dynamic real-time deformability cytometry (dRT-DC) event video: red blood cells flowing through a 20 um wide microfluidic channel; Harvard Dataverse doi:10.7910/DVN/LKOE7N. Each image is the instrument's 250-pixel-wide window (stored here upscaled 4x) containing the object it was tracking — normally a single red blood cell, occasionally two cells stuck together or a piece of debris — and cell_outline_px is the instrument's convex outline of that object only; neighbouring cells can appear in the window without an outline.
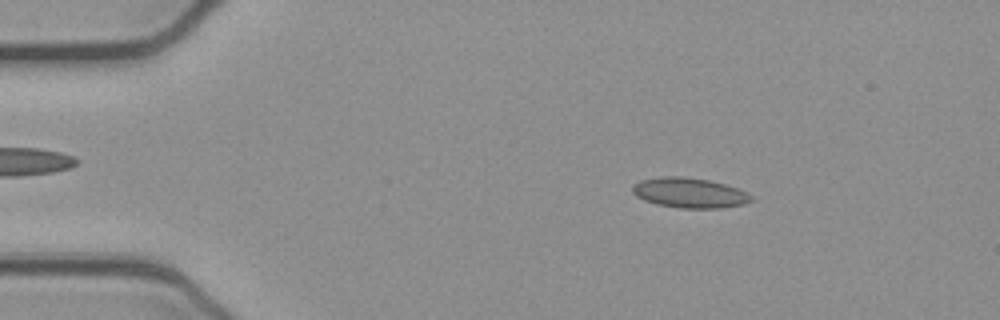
{"species": "common noctule bat (a hibernating species)", "species_latin": "Nyctalus noctula", "temperature_condition": "cold", "stored_images_in_passage": 45, "camera_frame_rate_fps": 3000, "um_per_image_px": 0.085, "animal": {"sex": "female", "body_mass_g": 21.9}, "frame": {"image": 1, "passage_image": 1, "time_ms": 0.0, "image_size_px": [1000, 320], "cell_outline_px": [[756, 200], [744, 204], [720, 208], [680, 208], [656, 204], [644, 200], [636, 196], [632, 192], [632, 188], [640, 180], [660, 176], [684, 176], [708, 180], [724, 184], [748, 192]], "centroid_in_image_um": [58.63, 16.39], "position_along_channel_um": 26.4, "area_um2": 20.92}}
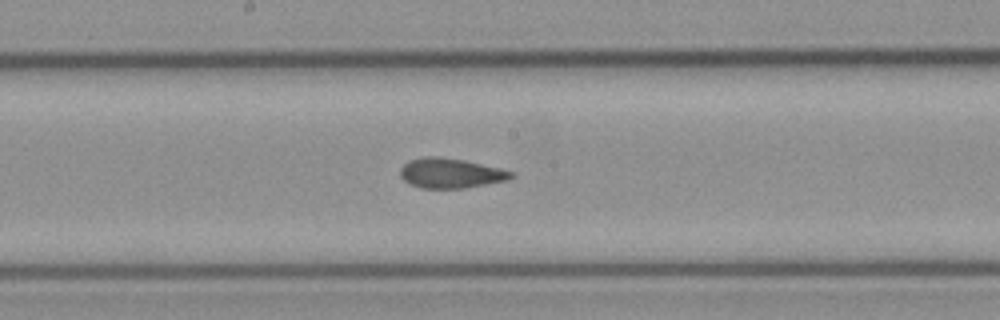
{"frame": {"image": 2, "passage_image": 20, "time_ms": 6.333, "image_size_px": [1000, 320], "cell_outline_px": [[516, 176], [508, 180], [464, 188], [420, 188], [404, 180], [400, 176], [400, 168], [408, 160], [424, 156], [436, 156], [464, 160], [500, 168], [516, 172]], "centroid_in_image_um": [38.32, 14.71], "position_along_channel_um": 209.9, "area_um2": 19.42}}
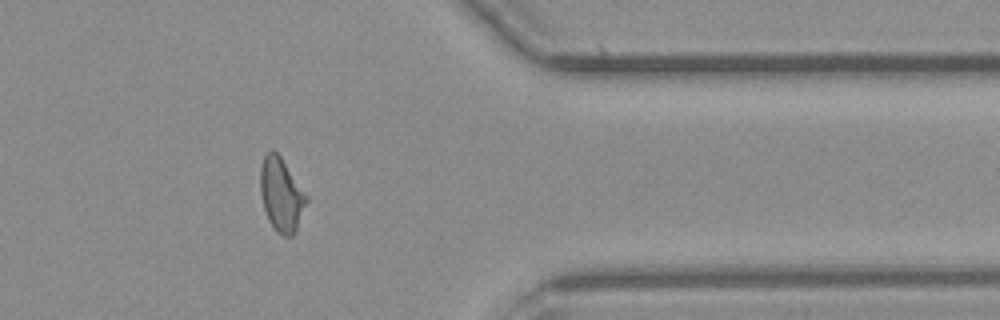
{"frame": {"image": 3, "passage_image": 35, "time_ms": 11.333, "image_size_px": [1000, 320], "cell_outline_px": [[308, 200], [296, 228], [292, 236], [284, 236], [276, 232], [268, 220], [264, 208], [260, 192], [260, 168], [264, 156], [272, 148], [280, 156], [308, 196]], "centroid_in_image_um": [23.9, 16.54], "position_along_channel_um": 387.5, "area_um2": 19.59}, "authors_computed_cell_mechanics": {"area_um2": 19.5942, "velocity_mm_per_s": 3.9067, "shape_relaxation_time_tau1_ms": null, "shape_relaxation_time_tau2_ms": 3.2195, "deformation_change_tau1": null, "deformation_change_tau2": 0.0917}}